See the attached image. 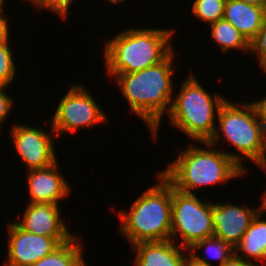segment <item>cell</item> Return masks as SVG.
Segmentation results:
<instances>
[{"label":"cell","mask_w":266,"mask_h":266,"mask_svg":"<svg viewBox=\"0 0 266 266\" xmlns=\"http://www.w3.org/2000/svg\"><path fill=\"white\" fill-rule=\"evenodd\" d=\"M175 53L173 50L163 61L148 68L114 77L130 111L144 121L154 142L160 133L163 116L170 112L176 90L172 80L177 67Z\"/></svg>","instance_id":"1"},{"label":"cell","mask_w":266,"mask_h":266,"mask_svg":"<svg viewBox=\"0 0 266 266\" xmlns=\"http://www.w3.org/2000/svg\"><path fill=\"white\" fill-rule=\"evenodd\" d=\"M191 143L159 172L179 191L196 192L198 188L216 186L245 177L242 169L226 150L216 149L208 141Z\"/></svg>","instance_id":"2"},{"label":"cell","mask_w":266,"mask_h":266,"mask_svg":"<svg viewBox=\"0 0 266 266\" xmlns=\"http://www.w3.org/2000/svg\"><path fill=\"white\" fill-rule=\"evenodd\" d=\"M176 30L162 27H130L104 44L106 76L136 72L163 61L175 46L171 43Z\"/></svg>","instance_id":"3"},{"label":"cell","mask_w":266,"mask_h":266,"mask_svg":"<svg viewBox=\"0 0 266 266\" xmlns=\"http://www.w3.org/2000/svg\"><path fill=\"white\" fill-rule=\"evenodd\" d=\"M236 102L226 99L220 106L216 121L218 125L208 142L216 148L221 144L220 140L222 143L223 140L224 143L227 142L229 147L233 146L236 153H225L247 174L248 168L244 166L243 160L249 159L253 164L260 166L265 159L266 132L255 102Z\"/></svg>","instance_id":"4"},{"label":"cell","mask_w":266,"mask_h":266,"mask_svg":"<svg viewBox=\"0 0 266 266\" xmlns=\"http://www.w3.org/2000/svg\"><path fill=\"white\" fill-rule=\"evenodd\" d=\"M155 175L158 182L142 191L128 211L116 212L119 232L131 246L171 239L172 184L160 172Z\"/></svg>","instance_id":"5"},{"label":"cell","mask_w":266,"mask_h":266,"mask_svg":"<svg viewBox=\"0 0 266 266\" xmlns=\"http://www.w3.org/2000/svg\"><path fill=\"white\" fill-rule=\"evenodd\" d=\"M190 71L172 100L169 123L193 142L209 141L216 129L217 114L226 101L221 93L211 95ZM201 83V84H200Z\"/></svg>","instance_id":"6"},{"label":"cell","mask_w":266,"mask_h":266,"mask_svg":"<svg viewBox=\"0 0 266 266\" xmlns=\"http://www.w3.org/2000/svg\"><path fill=\"white\" fill-rule=\"evenodd\" d=\"M211 202L200 199L197 193H185L172 185L171 239L183 248L213 236ZM180 237V238H179ZM177 239V240H176Z\"/></svg>","instance_id":"7"},{"label":"cell","mask_w":266,"mask_h":266,"mask_svg":"<svg viewBox=\"0 0 266 266\" xmlns=\"http://www.w3.org/2000/svg\"><path fill=\"white\" fill-rule=\"evenodd\" d=\"M70 86L59 99L60 102L49 119L57 139L68 132L74 133L83 128L91 129L99 124L104 125L109 120L106 111L102 110L92 92L88 91L84 84L77 82Z\"/></svg>","instance_id":"8"},{"label":"cell","mask_w":266,"mask_h":266,"mask_svg":"<svg viewBox=\"0 0 266 266\" xmlns=\"http://www.w3.org/2000/svg\"><path fill=\"white\" fill-rule=\"evenodd\" d=\"M49 133L39 126L34 127L24 123H11L10 138L16 153L23 161L26 171L45 168L54 164L58 159L54 146L55 131L50 120ZM21 123V124H20Z\"/></svg>","instance_id":"9"},{"label":"cell","mask_w":266,"mask_h":266,"mask_svg":"<svg viewBox=\"0 0 266 266\" xmlns=\"http://www.w3.org/2000/svg\"><path fill=\"white\" fill-rule=\"evenodd\" d=\"M8 244L4 266H31L61 244L53 237L22 230L14 221L7 223Z\"/></svg>","instance_id":"10"},{"label":"cell","mask_w":266,"mask_h":266,"mask_svg":"<svg viewBox=\"0 0 266 266\" xmlns=\"http://www.w3.org/2000/svg\"><path fill=\"white\" fill-rule=\"evenodd\" d=\"M20 221H14L22 230L55 238L60 244L70 240L76 233L68 229L61 208L56 204L28 203Z\"/></svg>","instance_id":"11"},{"label":"cell","mask_w":266,"mask_h":266,"mask_svg":"<svg viewBox=\"0 0 266 266\" xmlns=\"http://www.w3.org/2000/svg\"><path fill=\"white\" fill-rule=\"evenodd\" d=\"M211 213L214 226L213 236L227 242L233 248L241 241L253 218L258 213L255 207L236 203L212 202Z\"/></svg>","instance_id":"12"},{"label":"cell","mask_w":266,"mask_h":266,"mask_svg":"<svg viewBox=\"0 0 266 266\" xmlns=\"http://www.w3.org/2000/svg\"><path fill=\"white\" fill-rule=\"evenodd\" d=\"M60 163L57 160L54 164L39 169L28 170L25 181L28 190L29 203H60L71 194V184L60 172ZM61 201V202H60Z\"/></svg>","instance_id":"13"},{"label":"cell","mask_w":266,"mask_h":266,"mask_svg":"<svg viewBox=\"0 0 266 266\" xmlns=\"http://www.w3.org/2000/svg\"><path fill=\"white\" fill-rule=\"evenodd\" d=\"M131 249L136 252L134 266H182L188 254L172 240L140 242Z\"/></svg>","instance_id":"14"},{"label":"cell","mask_w":266,"mask_h":266,"mask_svg":"<svg viewBox=\"0 0 266 266\" xmlns=\"http://www.w3.org/2000/svg\"><path fill=\"white\" fill-rule=\"evenodd\" d=\"M266 8L239 0H226L223 18L250 42L262 27Z\"/></svg>","instance_id":"15"},{"label":"cell","mask_w":266,"mask_h":266,"mask_svg":"<svg viewBox=\"0 0 266 266\" xmlns=\"http://www.w3.org/2000/svg\"><path fill=\"white\" fill-rule=\"evenodd\" d=\"M263 217L256 214L243 238L234 247L236 255L259 266H265L266 263V219ZM256 260L262 265L254 262Z\"/></svg>","instance_id":"16"},{"label":"cell","mask_w":266,"mask_h":266,"mask_svg":"<svg viewBox=\"0 0 266 266\" xmlns=\"http://www.w3.org/2000/svg\"><path fill=\"white\" fill-rule=\"evenodd\" d=\"M77 236L75 234L70 240L31 266H88L83 255L85 244L81 245L82 237Z\"/></svg>","instance_id":"17"},{"label":"cell","mask_w":266,"mask_h":266,"mask_svg":"<svg viewBox=\"0 0 266 266\" xmlns=\"http://www.w3.org/2000/svg\"><path fill=\"white\" fill-rule=\"evenodd\" d=\"M210 26V36L215 45H218L222 53L229 50H239L245 54L250 52V42L231 23L224 18L219 19Z\"/></svg>","instance_id":"18"},{"label":"cell","mask_w":266,"mask_h":266,"mask_svg":"<svg viewBox=\"0 0 266 266\" xmlns=\"http://www.w3.org/2000/svg\"><path fill=\"white\" fill-rule=\"evenodd\" d=\"M200 249H205L204 253H206V257L197 254ZM188 253L195 260L206 266H223V264L234 254V248L220 238L211 236L194 243L188 248ZM207 257H209V259ZM210 260H212V262L215 261L216 265L211 264L212 262Z\"/></svg>","instance_id":"19"},{"label":"cell","mask_w":266,"mask_h":266,"mask_svg":"<svg viewBox=\"0 0 266 266\" xmlns=\"http://www.w3.org/2000/svg\"><path fill=\"white\" fill-rule=\"evenodd\" d=\"M226 0H194L191 4L192 14L207 25L222 19Z\"/></svg>","instance_id":"20"},{"label":"cell","mask_w":266,"mask_h":266,"mask_svg":"<svg viewBox=\"0 0 266 266\" xmlns=\"http://www.w3.org/2000/svg\"><path fill=\"white\" fill-rule=\"evenodd\" d=\"M10 42L0 43V85H5L11 87L12 83L18 75L17 63L14 51L10 46ZM12 49V50H11Z\"/></svg>","instance_id":"21"},{"label":"cell","mask_w":266,"mask_h":266,"mask_svg":"<svg viewBox=\"0 0 266 266\" xmlns=\"http://www.w3.org/2000/svg\"><path fill=\"white\" fill-rule=\"evenodd\" d=\"M23 1V0H22ZM25 2H28V4H31V8L35 7L36 9L40 10H47L50 13L53 12V14L60 17L61 20H66L70 6L73 4L74 0H24Z\"/></svg>","instance_id":"22"},{"label":"cell","mask_w":266,"mask_h":266,"mask_svg":"<svg viewBox=\"0 0 266 266\" xmlns=\"http://www.w3.org/2000/svg\"><path fill=\"white\" fill-rule=\"evenodd\" d=\"M250 55L258 57L257 62L263 68L266 65V14L258 34L250 41Z\"/></svg>","instance_id":"23"},{"label":"cell","mask_w":266,"mask_h":266,"mask_svg":"<svg viewBox=\"0 0 266 266\" xmlns=\"http://www.w3.org/2000/svg\"><path fill=\"white\" fill-rule=\"evenodd\" d=\"M9 86L0 85V129H3V123H8L7 119L9 114L12 113V109L15 107V102L11 95L7 94ZM11 112V113H10ZM6 120V121H5ZM2 126V127H1Z\"/></svg>","instance_id":"24"},{"label":"cell","mask_w":266,"mask_h":266,"mask_svg":"<svg viewBox=\"0 0 266 266\" xmlns=\"http://www.w3.org/2000/svg\"><path fill=\"white\" fill-rule=\"evenodd\" d=\"M4 9L5 8L0 11V43L11 42V39L9 38L11 36V33H9L10 24H8L10 22L8 20L9 18L5 15Z\"/></svg>","instance_id":"25"},{"label":"cell","mask_w":266,"mask_h":266,"mask_svg":"<svg viewBox=\"0 0 266 266\" xmlns=\"http://www.w3.org/2000/svg\"><path fill=\"white\" fill-rule=\"evenodd\" d=\"M223 266H259L236 255L235 253L223 264Z\"/></svg>","instance_id":"26"},{"label":"cell","mask_w":266,"mask_h":266,"mask_svg":"<svg viewBox=\"0 0 266 266\" xmlns=\"http://www.w3.org/2000/svg\"><path fill=\"white\" fill-rule=\"evenodd\" d=\"M260 117H261V122L264 126L265 132H266V96H263V98H259V100H254Z\"/></svg>","instance_id":"27"},{"label":"cell","mask_w":266,"mask_h":266,"mask_svg":"<svg viewBox=\"0 0 266 266\" xmlns=\"http://www.w3.org/2000/svg\"><path fill=\"white\" fill-rule=\"evenodd\" d=\"M182 266H206V265L201 262H198L188 253L184 259Z\"/></svg>","instance_id":"28"},{"label":"cell","mask_w":266,"mask_h":266,"mask_svg":"<svg viewBox=\"0 0 266 266\" xmlns=\"http://www.w3.org/2000/svg\"><path fill=\"white\" fill-rule=\"evenodd\" d=\"M266 173V171H265ZM262 200H259L261 201L260 205L257 206L258 208V213L265 216L266 215V189H264V192H262Z\"/></svg>","instance_id":"29"},{"label":"cell","mask_w":266,"mask_h":266,"mask_svg":"<svg viewBox=\"0 0 266 266\" xmlns=\"http://www.w3.org/2000/svg\"><path fill=\"white\" fill-rule=\"evenodd\" d=\"M239 1H243L246 3H250V4H254V5L266 8V0H239Z\"/></svg>","instance_id":"30"},{"label":"cell","mask_w":266,"mask_h":266,"mask_svg":"<svg viewBox=\"0 0 266 266\" xmlns=\"http://www.w3.org/2000/svg\"><path fill=\"white\" fill-rule=\"evenodd\" d=\"M104 1H105V0H104ZM125 1H126V0H106L105 2H109V3H111V4H115V5H116V4H119V3H121V4L123 3V4H124ZM127 1H128V0H127Z\"/></svg>","instance_id":"31"},{"label":"cell","mask_w":266,"mask_h":266,"mask_svg":"<svg viewBox=\"0 0 266 266\" xmlns=\"http://www.w3.org/2000/svg\"><path fill=\"white\" fill-rule=\"evenodd\" d=\"M257 167H259V169L261 168V170L266 171V156H265L264 161L261 163V165Z\"/></svg>","instance_id":"32"},{"label":"cell","mask_w":266,"mask_h":266,"mask_svg":"<svg viewBox=\"0 0 266 266\" xmlns=\"http://www.w3.org/2000/svg\"><path fill=\"white\" fill-rule=\"evenodd\" d=\"M4 2L5 0H0V11L4 8Z\"/></svg>","instance_id":"33"},{"label":"cell","mask_w":266,"mask_h":266,"mask_svg":"<svg viewBox=\"0 0 266 266\" xmlns=\"http://www.w3.org/2000/svg\"><path fill=\"white\" fill-rule=\"evenodd\" d=\"M260 70H262L263 72L266 73V65L263 68H261Z\"/></svg>","instance_id":"34"}]
</instances>
